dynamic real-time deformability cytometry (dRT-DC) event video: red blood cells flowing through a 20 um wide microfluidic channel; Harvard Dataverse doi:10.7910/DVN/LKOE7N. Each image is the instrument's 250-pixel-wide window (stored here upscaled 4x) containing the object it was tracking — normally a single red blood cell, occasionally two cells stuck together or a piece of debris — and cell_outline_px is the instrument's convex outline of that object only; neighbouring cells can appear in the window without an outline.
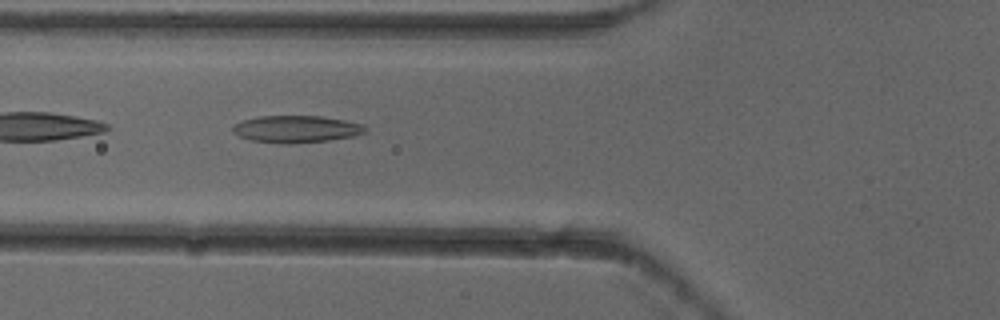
{"species": "common noctule bat (a hibernating species)", "species_latin": "Nyctalus noctula", "temperature_condition": "cold", "stored_images_in_passage": 4, "camera_frame_rate_fps": 3000, "um_per_image_px": 0.085, "animal": {"sex": "female"}, "frame": {"image": 1, "passage_image": 3, "time_ms": 0.667, "image_size_px": [1000, 320], "cell_outline_px": [[368, 132], [352, 136], [328, 140], [288, 144], [284, 144], [252, 140], [240, 136], [232, 132], [232, 124], [244, 120], [260, 116], [320, 116], [344, 120], [364, 124], [368, 128]], "centroid_in_image_um": [25.2, 10.97], "position_along_channel_um": 100.6, "area_um2": 20.92}}
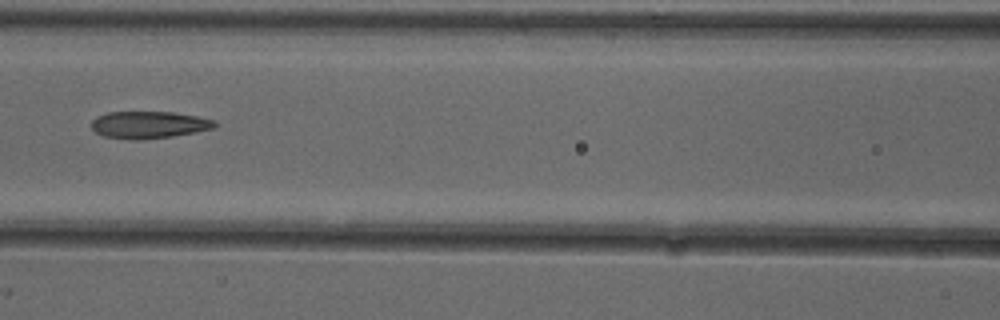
{"frame": {"image": 2, "passage_image": 4, "time_ms": 1.0, "image_size_px": [1000, 320], "cell_outline_px": [[216, 128], [196, 132], [172, 136], [140, 140], [132, 140], [104, 136], [96, 132], [92, 128], [92, 120], [96, 116], [108, 112], [172, 112], [196, 116], [216, 120]], "centroid_in_image_um": [12.67, 10.61], "position_along_channel_um": 153.9, "area_um2": 19.54}}